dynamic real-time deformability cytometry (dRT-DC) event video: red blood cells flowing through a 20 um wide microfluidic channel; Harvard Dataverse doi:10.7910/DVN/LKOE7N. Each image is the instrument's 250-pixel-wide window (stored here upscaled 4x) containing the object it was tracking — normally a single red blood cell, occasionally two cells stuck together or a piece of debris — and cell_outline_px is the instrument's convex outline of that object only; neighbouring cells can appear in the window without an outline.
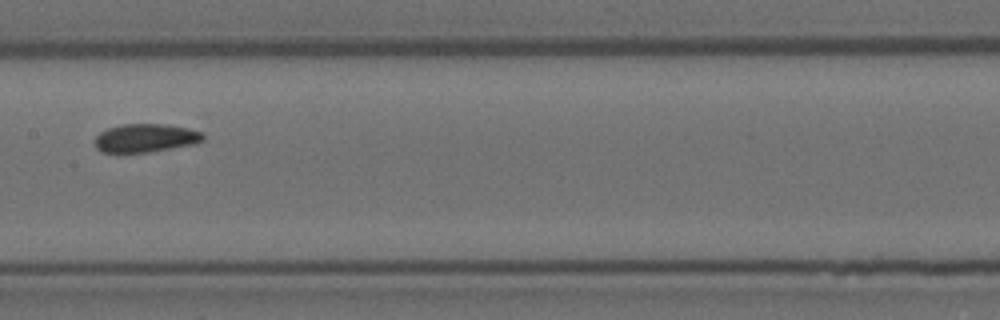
{"species": "Egyptian fruit bat (a non-hibernating species)", "species_latin": "Rousettus aegyptiacus", "temperature_condition": "room temperature", "stored_images_in_passage": 10, "camera_frame_rate_fps": 3000, "um_per_image_px": 0.085, "animal": {"sex": "female"}, "frame": {"image": 1, "passage_image": 7, "time_ms": 2.0, "image_size_px": [1000, 320], "cell_outline_px": [[204, 140], [196, 144], [148, 152], [100, 152], [96, 148], [96, 136], [100, 132], [108, 128], [120, 124], [164, 124], [188, 128], [204, 132]], "centroid_in_image_um": [12.41, 11.72], "position_along_channel_um": 195.0, "area_um2": 17.98}}
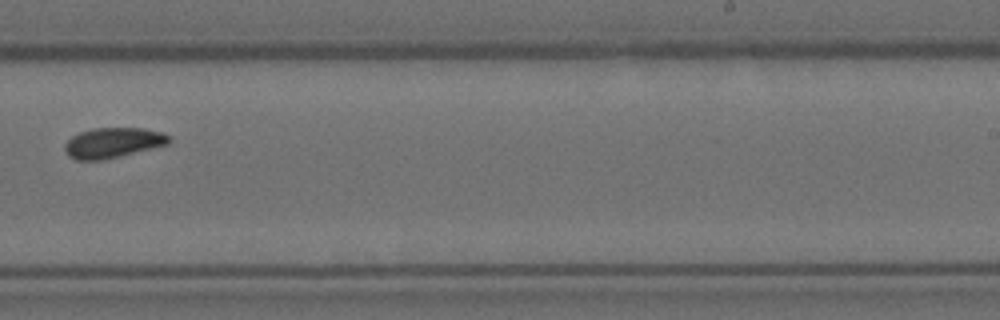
{"frame": {"image": 2, "passage_image": 9, "time_ms": 2.667, "image_size_px": [1000, 320], "cell_outline_px": [[172, 140], [168, 144], [152, 148], [100, 160], [76, 160], [68, 156], [64, 148], [64, 144], [72, 136], [80, 132], [92, 128], [144, 128], [164, 132], [172, 136]], "centroid_in_image_um": [9.62, 12.11], "position_along_channel_um": 279.4, "area_um2": 18.38}}
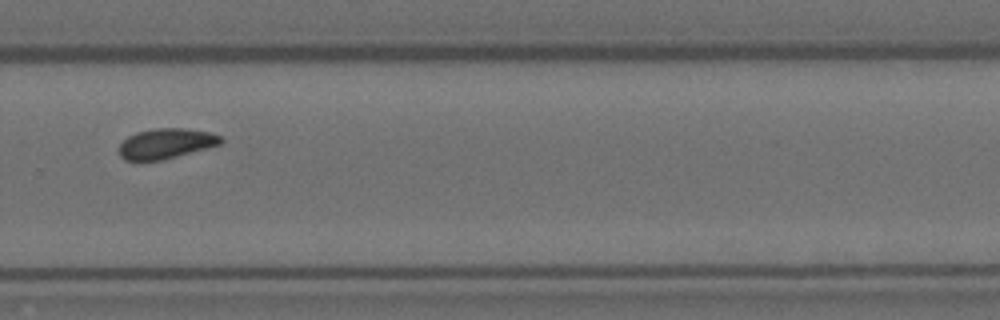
{"frame": {"image": 3, "passage_image": 10, "time_ms": 3.0, "image_size_px": [1000, 320], "cell_outline_px": [[224, 140], [220, 144], [176, 156], [160, 160], [136, 164], [124, 160], [120, 156], [120, 144], [128, 136], [136, 132], [152, 128], [184, 128], [208, 132], [220, 136]], "centroid_in_image_um": [14.02, 12.23], "position_along_channel_um": 315.8, "area_um2": 18.15}}